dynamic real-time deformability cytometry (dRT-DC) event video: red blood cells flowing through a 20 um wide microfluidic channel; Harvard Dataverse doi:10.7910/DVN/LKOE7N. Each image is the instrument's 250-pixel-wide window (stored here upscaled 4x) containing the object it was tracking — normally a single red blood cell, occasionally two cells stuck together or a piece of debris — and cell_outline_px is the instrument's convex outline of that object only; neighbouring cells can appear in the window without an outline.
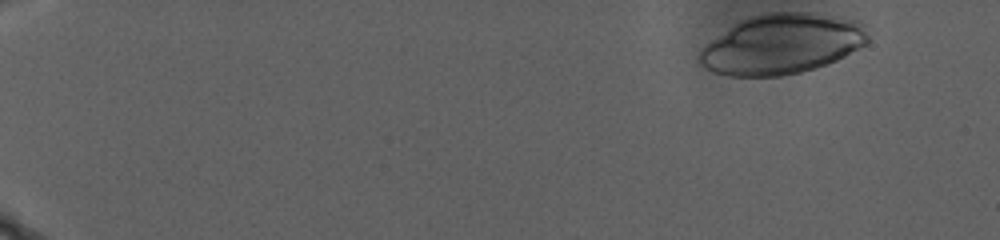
{"species": "human", "species_latin": "Homo sapiens", "temperature_condition": "warm", "stored_images_in_passage": 93, "camera_frame_rate_fps": 3000, "um_per_image_px": 0.085, "donor": {"sex": "male"}, "frame": {"image": 1, "passage_image": 2, "time_ms": 0.333, "image_size_px": [1000, 240], "cell_outline_px": [[868, 40], [860, 48], [836, 60], [816, 68], [800, 72], [780, 76], [728, 76], [712, 72], [696, 64], [696, 52], [704, 44], [732, 24], [740, 20], [764, 12], [816, 12], [860, 20], [864, 24], [868, 36]], "centroid_in_image_um": [66.4, 3.74], "position_along_channel_um": 18.6, "area_um2": 60.11}}
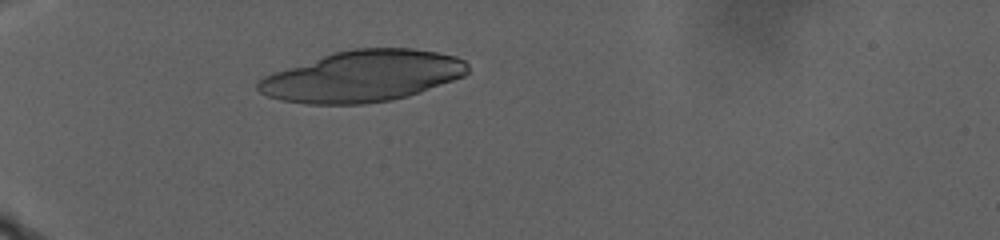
{"frame": {"image": 2, "passage_image": 31, "time_ms": 10.0, "image_size_px": [1000, 240], "cell_outline_px": [[468, 72], [464, 76], [420, 92], [408, 96], [392, 100], [364, 104], [304, 104], [280, 100], [268, 96], [260, 92], [256, 88], [256, 80], [272, 72], [332, 52], [352, 48], [412, 48], [436, 52], [456, 56], [464, 60], [468, 64]], "centroid_in_image_um": [30.78, 6.48], "position_along_channel_um": 54.2, "area_um2": 62.94}}